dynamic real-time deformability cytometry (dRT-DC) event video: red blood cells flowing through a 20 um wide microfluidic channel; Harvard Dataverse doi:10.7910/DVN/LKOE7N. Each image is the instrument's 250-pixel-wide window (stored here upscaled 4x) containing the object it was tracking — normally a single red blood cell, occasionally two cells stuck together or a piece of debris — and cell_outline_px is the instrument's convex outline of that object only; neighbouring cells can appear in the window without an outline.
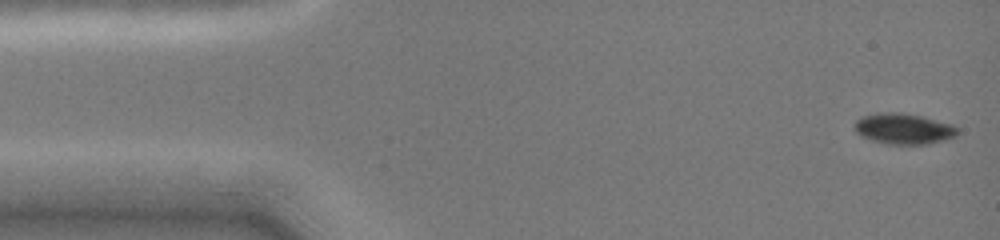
{"species": "common noctule bat (a hibernating species)", "species_latin": "Nyctalus noctula", "temperature_condition": "cold", "stored_images_in_passage": 23, "camera_frame_rate_fps": 3000, "um_per_image_px": 0.085, "animal": {"sex": "female", "body_mass_g": 19.0, "forearm_length_mm": 51.5}, "frame": {"image": 1, "passage_image": 1, "time_ms": 0.0, "image_size_px": [1000, 240], "cell_outline_px": [[960, 132], [956, 136], [944, 140], [928, 144], [888, 144], [872, 140], [860, 136], [856, 132], [856, 120], [864, 116], [876, 112], [900, 112], [924, 116], [952, 124], [960, 128]], "centroid_in_image_um": [76.86, 10.93], "position_along_channel_um": 8.1, "area_um2": 18.67}}
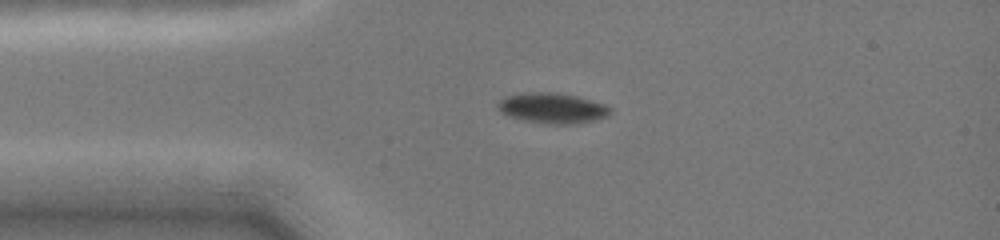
{"frame": {"image": 2, "passage_image": 17, "time_ms": 3.0, "image_size_px": [1000, 240], "cell_outline_px": [[612, 112], [608, 116], [580, 124], [544, 124], [520, 120], [508, 116], [500, 112], [496, 108], [496, 104], [504, 96], [520, 92], [556, 92], [576, 96], [604, 104], [612, 108]], "centroid_in_image_um": [46.9, 9.19], "position_along_channel_um": 38.1, "area_um2": 20.46}}